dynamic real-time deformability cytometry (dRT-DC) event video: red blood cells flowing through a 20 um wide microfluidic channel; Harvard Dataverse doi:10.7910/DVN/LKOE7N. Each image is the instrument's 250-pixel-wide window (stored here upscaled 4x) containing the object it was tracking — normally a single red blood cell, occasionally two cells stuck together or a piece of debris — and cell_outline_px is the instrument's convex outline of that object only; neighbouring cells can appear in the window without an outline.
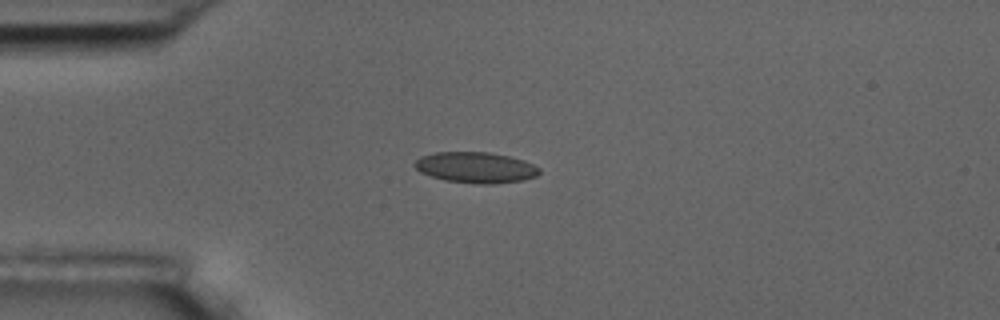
{"species": "common noctule bat (a hibernating species)", "species_latin": "Nyctalus noctula", "temperature_condition": "room temperature", "stored_images_in_passage": 4, "camera_frame_rate_fps": 3000, "um_per_image_px": 0.085, "animal": {"sex": "male", "body_mass_g": 17.5, "forearm_length_mm": 52.3}, "frame": {"image": 1, "passage_image": 4, "time_ms": 3.667, "image_size_px": [1000, 320], "cell_outline_px": [[540, 172], [536, 176], [524, 180], [496, 184], [480, 184], [444, 180], [420, 172], [412, 164], [420, 156], [436, 152], [488, 152], [508, 156], [524, 160], [540, 168]], "centroid_in_image_um": [40.43, 14.24], "position_along_channel_um": 44.6, "area_um2": 22.48}}